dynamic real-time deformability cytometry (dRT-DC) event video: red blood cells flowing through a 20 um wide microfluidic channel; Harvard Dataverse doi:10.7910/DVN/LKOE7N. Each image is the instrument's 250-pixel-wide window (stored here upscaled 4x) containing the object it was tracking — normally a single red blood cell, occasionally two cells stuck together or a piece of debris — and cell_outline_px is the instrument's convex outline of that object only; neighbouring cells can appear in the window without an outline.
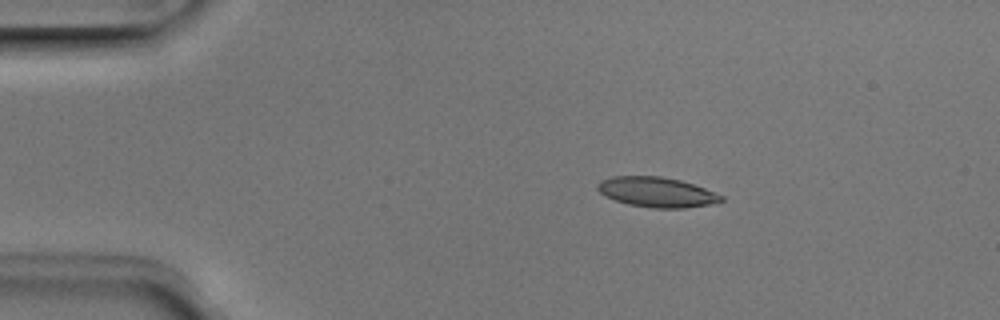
{"species": "Egyptian fruit bat (a non-hibernating species)", "species_latin": "Rousettus aegyptiacus", "temperature_condition": "room temperature", "stored_images_in_passage": 7, "camera_frame_rate_fps": 3000, "um_per_image_px": 0.085, "animal": {"sex": "male"}, "frame": {"image": 1, "passage_image": 2, "time_ms": 0.333, "image_size_px": [1000, 320], "cell_outline_px": [[724, 200], [708, 204], [684, 208], [652, 208], [628, 204], [616, 200], [600, 192], [596, 188], [596, 184], [600, 180], [612, 176], [660, 176], [680, 180], [704, 188], [724, 196]], "centroid_in_image_um": [55.8, 16.32], "position_along_channel_um": 29.2, "area_um2": 21.44}}
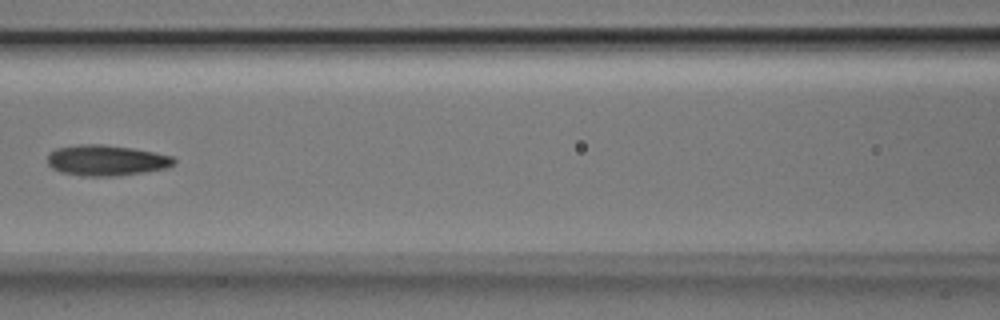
{"frame": {"image": 2, "passage_image": 6, "time_ms": 1.667, "image_size_px": [1000, 320], "cell_outline_px": [[176, 160], [168, 168], [144, 172], [116, 176], [84, 176], [60, 172], [52, 168], [48, 164], [48, 152], [56, 148], [80, 144], [100, 144], [132, 148], [172, 156]], "centroid_in_image_um": [9.0, 13.63], "position_along_channel_um": 157.6, "area_um2": 22.6}}
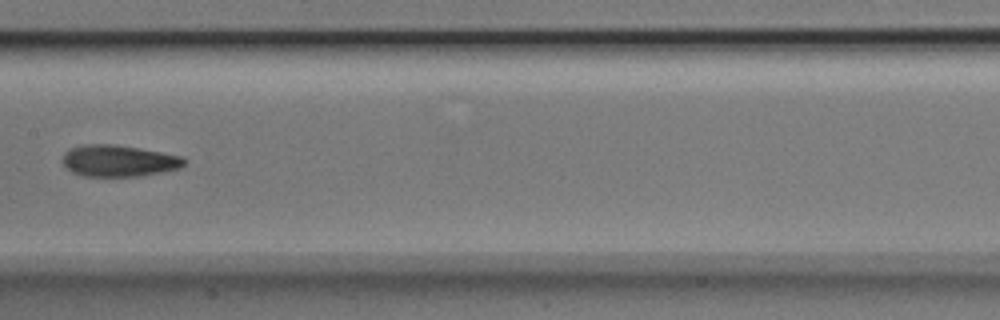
{"frame": {"image": 3, "passage_image": 7, "time_ms": 2.0, "image_size_px": [1000, 320], "cell_outline_px": [[188, 160], [180, 168], [160, 172], [136, 176], [84, 176], [72, 172], [64, 164], [64, 152], [72, 148], [84, 144], [116, 144], [140, 148], [184, 156]], "centroid_in_image_um": [10.13, 13.65], "position_along_channel_um": 197.3, "area_um2": 22.31}}